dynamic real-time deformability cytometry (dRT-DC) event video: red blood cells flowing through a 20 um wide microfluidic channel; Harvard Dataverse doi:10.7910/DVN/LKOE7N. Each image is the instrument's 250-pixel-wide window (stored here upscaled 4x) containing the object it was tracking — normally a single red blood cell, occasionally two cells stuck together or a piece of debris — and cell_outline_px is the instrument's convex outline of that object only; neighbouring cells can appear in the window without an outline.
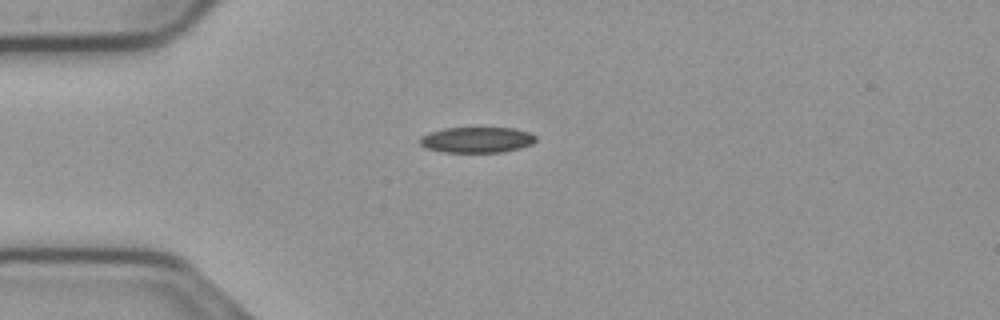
{"species": "common noctule bat (a hibernating species)", "species_latin": "Nyctalus noctula", "temperature_condition": "cold", "stored_images_in_passage": 42, "camera_frame_rate_fps": 3000, "um_per_image_px": 0.085, "animal": {"sex": "male", "body_mass_g": 23.1, "forearm_length_mm": 52.7}, "frame": {"image": 1, "passage_image": 1, "time_ms": 0.0, "image_size_px": [1000, 320], "cell_outline_px": [[536, 140], [532, 144], [520, 148], [504, 152], [444, 152], [424, 148], [420, 144], [420, 136], [428, 132], [444, 128], [512, 128], [528, 132], [536, 136]], "centroid_in_image_um": [40.5, 11.89], "position_along_channel_um": 44.5, "area_um2": 17.46}}
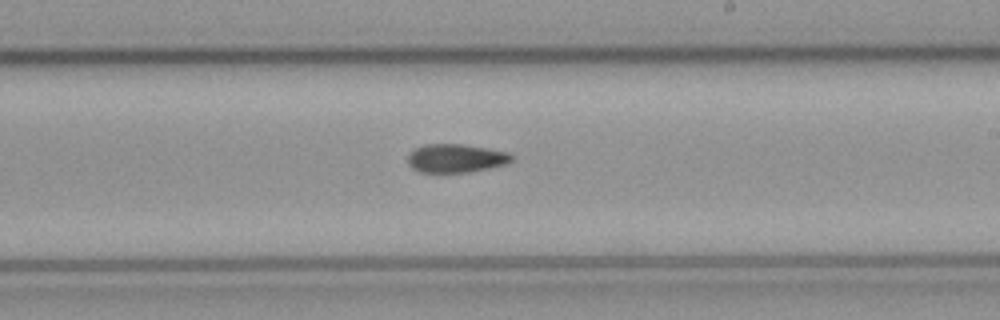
{"frame": {"image": 2, "passage_image": 19, "time_ms": 6.0, "image_size_px": [1000, 320], "cell_outline_px": [[512, 160], [504, 164], [488, 168], [468, 172], [420, 172], [412, 168], [408, 164], [408, 156], [412, 148], [424, 144], [460, 144], [488, 148], [508, 152], [512, 156]], "centroid_in_image_um": [38.69, 13.44], "position_along_channel_um": 250.3, "area_um2": 17.22}}
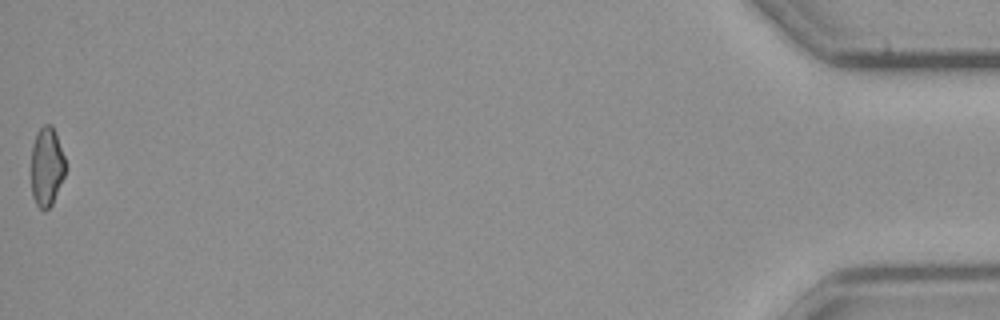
{"frame": {"image": 3, "passage_image": 42, "time_ms": 13.667, "image_size_px": [1000, 320], "cell_outline_px": [[68, 168], [52, 204], [44, 212], [36, 204], [32, 196], [32, 144], [36, 132], [44, 124], [52, 124], [56, 132]], "centroid_in_image_um": [3.99, 14.15], "position_along_channel_um": 431.2, "area_um2": 16.07}}